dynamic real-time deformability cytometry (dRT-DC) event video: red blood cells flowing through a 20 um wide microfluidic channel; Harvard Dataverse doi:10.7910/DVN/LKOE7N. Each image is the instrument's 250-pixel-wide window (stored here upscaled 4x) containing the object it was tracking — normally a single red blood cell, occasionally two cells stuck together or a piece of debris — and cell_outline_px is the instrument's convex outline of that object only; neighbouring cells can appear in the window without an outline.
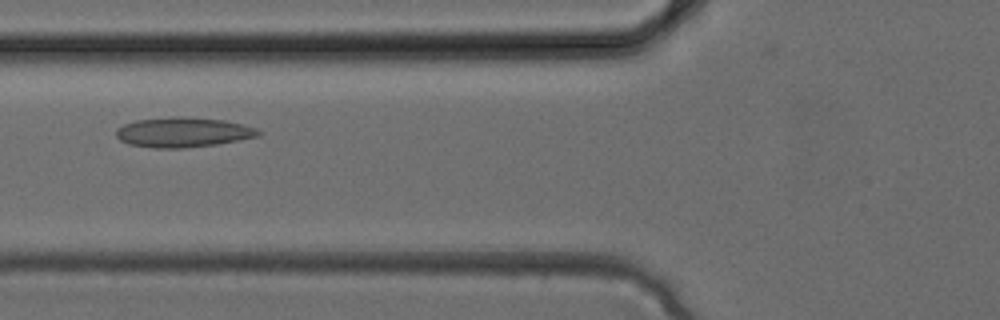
{"species": "common noctule bat (a hibernating species)", "species_latin": "Nyctalus noctula", "temperature_condition": "cold", "stored_images_in_passage": 5, "camera_frame_rate_fps": 3000, "um_per_image_px": 0.085, "animal": {"sex": "female", "body_mass_g": 24.6, "forearm_length_mm": 56.2}, "frame": {"image": 1, "passage_image": 5, "time_ms": 1.333, "image_size_px": [1000, 320], "cell_outline_px": [[264, 132], [260, 136], [216, 144], [184, 148], [152, 148], [128, 144], [120, 140], [116, 136], [116, 128], [124, 124], [136, 120], [172, 116], [180, 116], [224, 120], [256, 128]], "centroid_in_image_um": [15.54, 11.24], "position_along_channel_um": 110.3, "area_um2": 24.91}}